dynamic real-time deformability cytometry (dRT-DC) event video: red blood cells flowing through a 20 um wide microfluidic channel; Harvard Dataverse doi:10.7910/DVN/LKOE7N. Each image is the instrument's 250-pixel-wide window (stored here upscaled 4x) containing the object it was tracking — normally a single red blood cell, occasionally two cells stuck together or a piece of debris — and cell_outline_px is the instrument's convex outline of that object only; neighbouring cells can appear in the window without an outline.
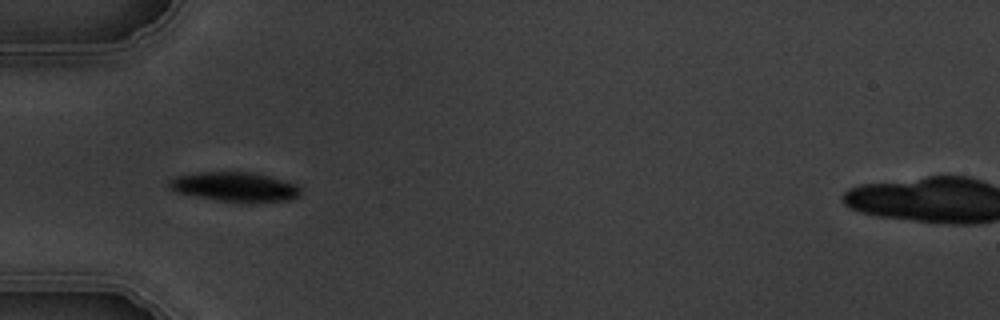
{"species": "common noctule bat (a hibernating species)", "species_latin": "Nyctalus noctula", "temperature_condition": "warm", "stored_images_in_passage": 5, "camera_frame_rate_fps": 3000, "um_per_image_px": 0.085, "animal": {"sex": "male", "body_mass_g": 19.5, "forearm_length_mm": 54.6}, "frame": {"image": 1, "passage_image": 4, "time_ms": 3.667, "image_size_px": [1000, 320], "cell_outline_px": [[300, 196], [288, 200], [248, 204], [240, 204], [216, 200], [176, 192], [168, 188], [168, 180], [176, 176], [196, 172], [252, 172], [268, 176], [296, 184], [300, 188]], "centroid_in_image_um": [19.95, 15.91], "position_along_channel_um": 65.0, "area_um2": 23.06}}